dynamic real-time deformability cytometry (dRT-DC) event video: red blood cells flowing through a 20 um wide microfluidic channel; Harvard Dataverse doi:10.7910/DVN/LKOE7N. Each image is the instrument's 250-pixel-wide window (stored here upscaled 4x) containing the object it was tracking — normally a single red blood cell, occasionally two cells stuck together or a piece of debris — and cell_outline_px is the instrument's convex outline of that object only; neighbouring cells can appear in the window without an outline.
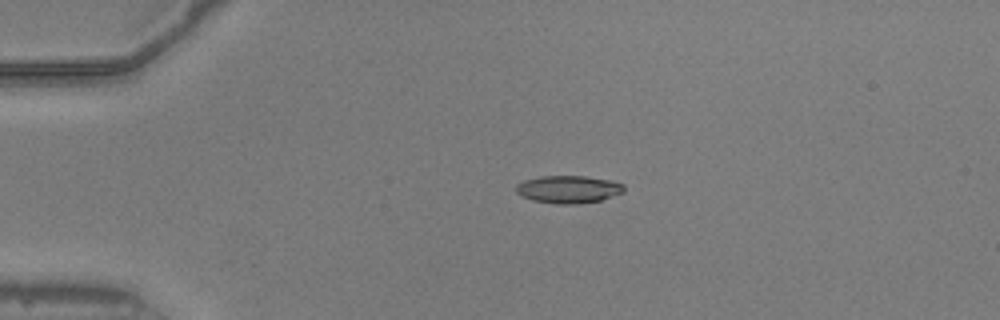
{"species": "common noctule bat (a hibernating species)", "species_latin": "Nyctalus noctula", "temperature_condition": "warm", "stored_images_in_passage": 35, "camera_frame_rate_fps": 3000, "um_per_image_px": 0.085, "animal": {"sex": "male", "body_mass_g": 20.5, "forearm_length_mm": 52.5}, "frame": {"image": 1, "passage_image": 2, "time_ms": 0.333, "image_size_px": [1000, 320], "cell_outline_px": [[624, 192], [600, 200], [580, 204], [556, 204], [532, 200], [516, 192], [516, 184], [524, 180], [540, 176], [584, 176], [612, 180], [624, 184]], "centroid_in_image_um": [48.33, 16.09], "position_along_channel_um": 36.7, "area_um2": 17.4}}
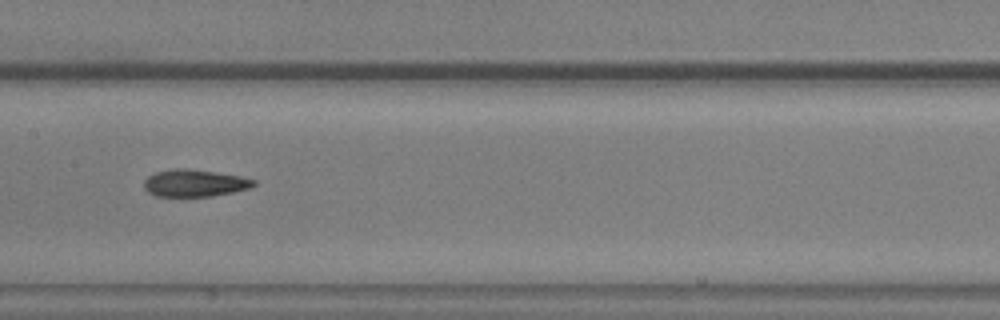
{"frame": {"image": 2, "passage_image": 17, "time_ms": 5.333, "image_size_px": [1000, 320], "cell_outline_px": [[256, 184], [248, 188], [232, 192], [212, 196], [156, 196], [148, 192], [144, 188], [144, 180], [148, 176], [156, 172], [172, 168], [184, 168], [216, 172], [240, 176], [256, 180]], "centroid_in_image_um": [16.52, 15.55], "position_along_channel_um": 190.9, "area_um2": 17.28}}
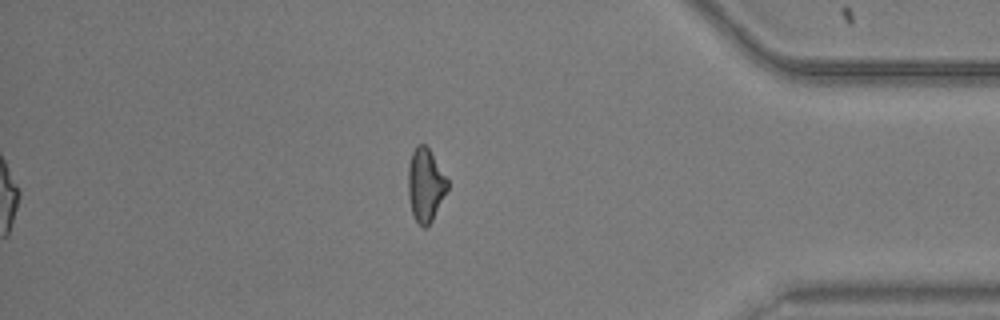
{"frame": {"image": 3, "passage_image": 35, "time_ms": 11.333, "image_size_px": [1000, 320], "cell_outline_px": [[448, 188], [432, 220], [424, 228], [416, 220], [412, 212], [408, 196], [408, 164], [412, 152], [416, 144], [424, 144], [428, 148], [448, 180]], "centroid_in_image_um": [36.14, 15.7], "position_along_channel_um": 399.1, "area_um2": 16.53}, "authors_computed_cell_mechanics": {"area_um2": 17.34, "velocity_mm_per_s": 3.9432, "shape_relaxation_time_tau1_ms": 8.1625, "shape_relaxation_time_tau2_ms": 4.0684, "deformation_change_tau1": 0.2212, "deformation_change_tau2": 0.1355}}